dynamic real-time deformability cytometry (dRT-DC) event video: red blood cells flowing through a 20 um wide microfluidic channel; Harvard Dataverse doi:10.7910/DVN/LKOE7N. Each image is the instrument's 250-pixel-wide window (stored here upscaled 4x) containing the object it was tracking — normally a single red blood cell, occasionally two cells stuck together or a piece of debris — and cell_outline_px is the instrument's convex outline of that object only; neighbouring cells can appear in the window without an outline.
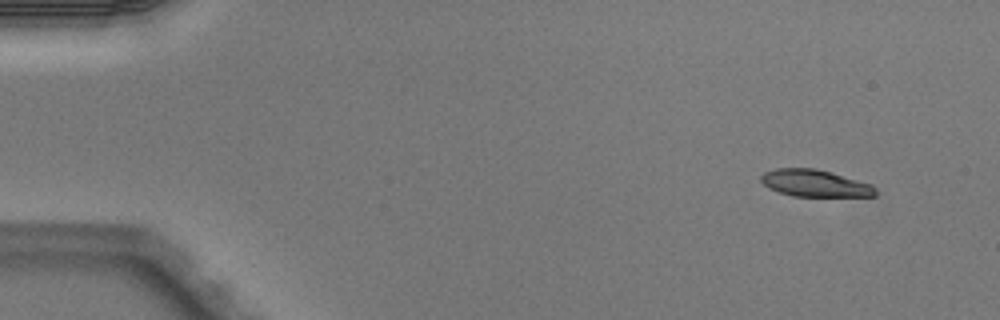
{"species": "Egyptian fruit bat (a non-hibernating species)", "species_latin": "Rousettus aegyptiacus", "temperature_condition": "warm", "stored_images_in_passage": 4, "camera_frame_rate_fps": 3000, "um_per_image_px": 0.085, "animal": {"sex": "male"}, "frame": {"image": 1, "passage_image": 1, "time_ms": 0.0, "image_size_px": [1000, 320], "cell_outline_px": [[876, 196], [792, 196], [768, 188], [760, 180], [760, 176], [764, 172], [776, 168], [816, 168], [832, 172], [872, 184], [876, 188]], "centroid_in_image_um": [69.27, 15.57], "position_along_channel_um": 15.7, "area_um2": 18.09}}
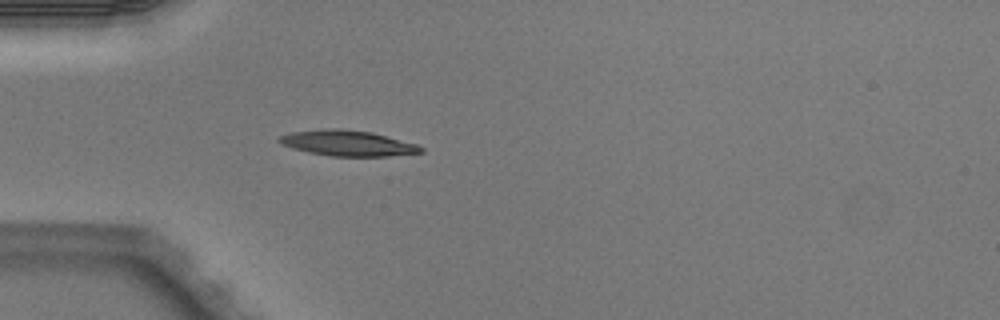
{"frame": {"image": 2, "passage_image": 4, "time_ms": 1.0, "image_size_px": [1000, 320], "cell_outline_px": [[424, 152], [388, 156], [332, 156], [308, 152], [292, 148], [276, 140], [280, 136], [292, 132], [332, 128], [340, 128], [372, 132], [416, 144], [424, 148]], "centroid_in_image_um": [29.57, 12.17], "position_along_channel_um": 55.4, "area_um2": 20.92}}